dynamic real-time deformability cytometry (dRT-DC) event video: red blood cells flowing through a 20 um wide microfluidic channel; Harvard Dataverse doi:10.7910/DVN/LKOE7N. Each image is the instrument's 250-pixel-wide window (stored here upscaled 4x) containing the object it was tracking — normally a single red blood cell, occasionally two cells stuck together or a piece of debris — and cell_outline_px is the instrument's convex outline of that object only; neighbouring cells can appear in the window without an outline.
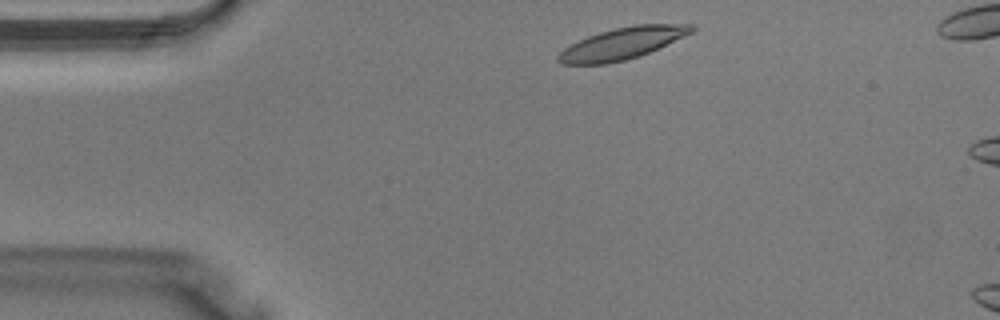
{"species": "Egyptian fruit bat (a non-hibernating species)", "species_latin": "Rousettus aegyptiacus", "temperature_condition": "warm", "stored_images_in_passage": 5, "camera_frame_rate_fps": 3000, "um_per_image_px": 0.085, "animal": {"sex": "male"}, "frame": {"image": 1, "passage_image": 2, "time_ms": 0.333, "image_size_px": [1000, 320], "cell_outline_px": [[696, 28], [692, 32], [640, 56], [608, 64], [560, 64], [556, 60], [556, 56], [564, 48], [588, 36], [600, 32], [616, 28], [636, 24], [692, 24]], "centroid_in_image_um": [52.86, 3.7], "position_along_channel_um": 32.1, "area_um2": 24.33}}